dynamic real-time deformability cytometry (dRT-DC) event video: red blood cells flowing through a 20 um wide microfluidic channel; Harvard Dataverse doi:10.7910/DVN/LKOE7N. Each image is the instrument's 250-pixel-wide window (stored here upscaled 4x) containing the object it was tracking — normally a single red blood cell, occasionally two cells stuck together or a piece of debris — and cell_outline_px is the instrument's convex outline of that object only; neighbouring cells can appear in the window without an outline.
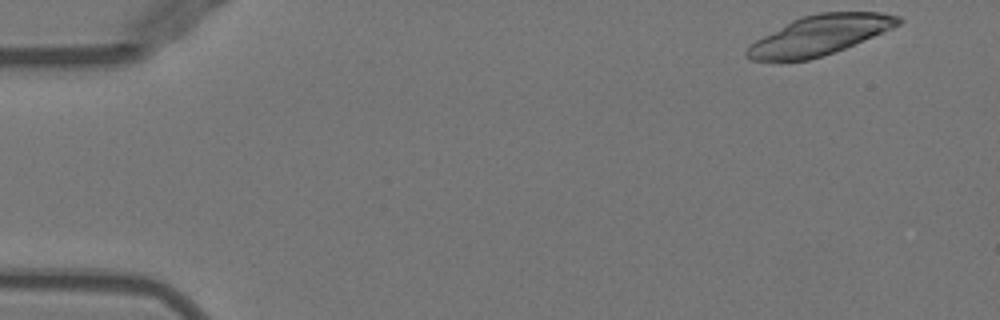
{"species": "Egyptian fruit bat (a non-hibernating species)", "species_latin": "Rousettus aegyptiacus", "temperature_condition": "warm", "stored_images_in_passage": 16, "camera_frame_rate_fps": 3000, "um_per_image_px": 0.085, "animal": {"sex": "female"}, "frame": {"image": 1, "passage_image": 1, "time_ms": 0.0, "image_size_px": [1000, 320], "cell_outline_px": [[904, 20], [900, 24], [892, 28], [844, 48], [808, 60], [752, 60], [744, 56], [744, 52], [756, 40], [792, 20], [804, 16], [820, 12], [880, 12], [900, 16]], "centroid_in_image_um": [69.69, 2.98], "position_along_channel_um": 15.3, "area_um2": 34.28}}